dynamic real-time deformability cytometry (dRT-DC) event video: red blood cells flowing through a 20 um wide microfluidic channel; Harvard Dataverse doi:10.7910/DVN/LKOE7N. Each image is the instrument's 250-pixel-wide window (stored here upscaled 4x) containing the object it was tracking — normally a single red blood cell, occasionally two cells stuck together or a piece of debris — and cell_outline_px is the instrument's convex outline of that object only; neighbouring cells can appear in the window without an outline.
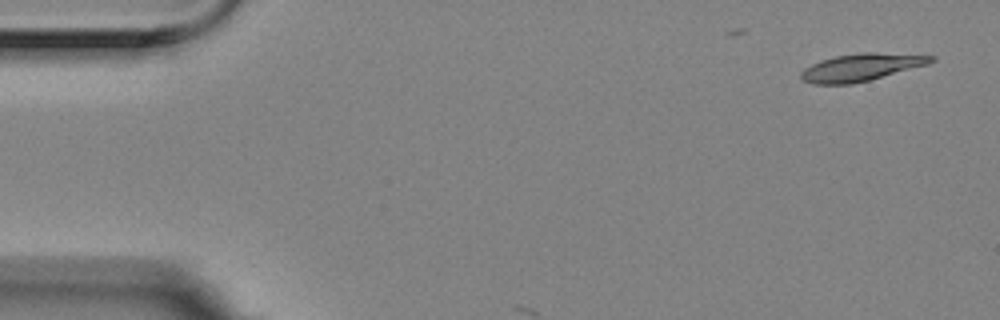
{"species": "Egyptian fruit bat (a non-hibernating species)", "species_latin": "Rousettus aegyptiacus", "temperature_condition": "room temperature", "stored_images_in_passage": 3, "camera_frame_rate_fps": 3000, "um_per_image_px": 0.085, "animal": {"sex": "female"}, "frame": {"image": 1, "passage_image": 1, "time_ms": 0.0, "image_size_px": [1000, 320], "cell_outline_px": [[936, 60], [928, 64], [868, 80], [852, 84], [812, 84], [800, 80], [800, 72], [804, 68], [820, 60], [836, 56], [860, 52], [876, 52], [936, 56]], "centroid_in_image_um": [73.16, 5.72], "position_along_channel_um": 11.8, "area_um2": 20.75}}